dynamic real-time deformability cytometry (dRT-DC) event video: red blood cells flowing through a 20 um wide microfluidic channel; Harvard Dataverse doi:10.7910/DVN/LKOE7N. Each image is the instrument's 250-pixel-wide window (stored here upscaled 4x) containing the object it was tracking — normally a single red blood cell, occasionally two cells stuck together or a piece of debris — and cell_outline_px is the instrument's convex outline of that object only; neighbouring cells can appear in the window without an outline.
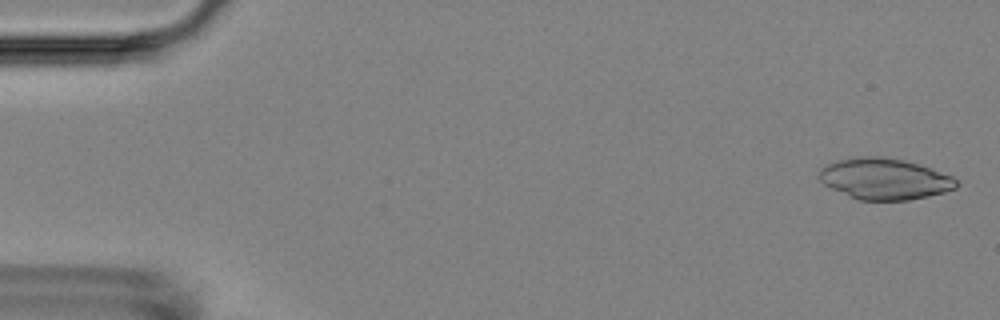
{"species": "Egyptian fruit bat (a non-hibernating species)", "species_latin": "Rousettus aegyptiacus", "temperature_condition": "room temperature", "stored_images_in_passage": 5, "camera_frame_rate_fps": 3000, "um_per_image_px": 0.085, "animal": {"sex": "female"}, "frame": {"image": 1, "passage_image": 1, "time_ms": 0.0, "image_size_px": [1000, 320], "cell_outline_px": [[960, 184], [956, 188], [944, 192], [928, 196], [908, 200], [856, 200], [824, 184], [820, 180], [820, 168], [836, 160], [852, 156], [888, 156], [920, 164], [932, 168], [952, 176]], "centroid_in_image_um": [75.2, 15.19], "position_along_channel_um": 9.8, "area_um2": 33.23}}